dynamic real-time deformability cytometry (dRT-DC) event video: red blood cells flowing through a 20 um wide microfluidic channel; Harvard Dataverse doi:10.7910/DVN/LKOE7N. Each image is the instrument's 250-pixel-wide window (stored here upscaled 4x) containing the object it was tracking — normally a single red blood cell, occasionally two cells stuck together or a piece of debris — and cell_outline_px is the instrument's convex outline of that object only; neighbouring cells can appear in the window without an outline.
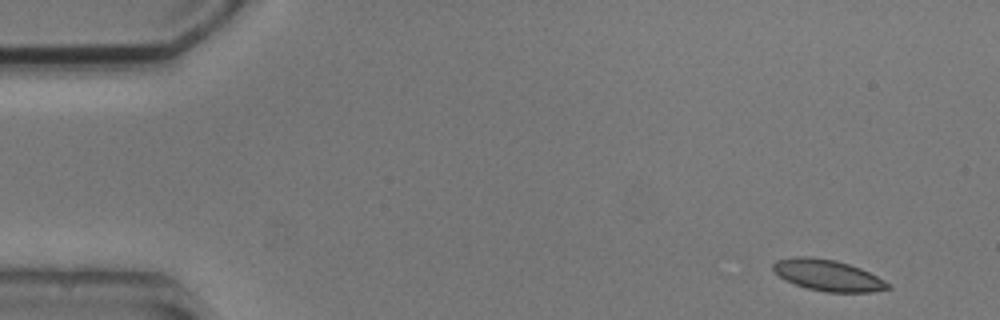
{"species": "common noctule bat (a hibernating species)", "species_latin": "Nyctalus noctula", "temperature_condition": "cold", "stored_images_in_passage": 6, "camera_frame_rate_fps": 3000, "um_per_image_px": 0.085, "animal": {"sex": "male", "body_mass_g": 20.5, "forearm_length_mm": 52.5}, "frame": {"image": 1, "passage_image": 1, "time_ms": 0.0, "image_size_px": [1000, 320], "cell_outline_px": [[892, 288], [872, 292], [824, 292], [808, 288], [784, 280], [772, 268], [772, 264], [776, 260], [800, 256], [812, 256], [836, 260], [860, 268], [892, 284]], "centroid_in_image_um": [70.38, 23.4], "position_along_channel_um": 14.6, "area_um2": 20.87}}
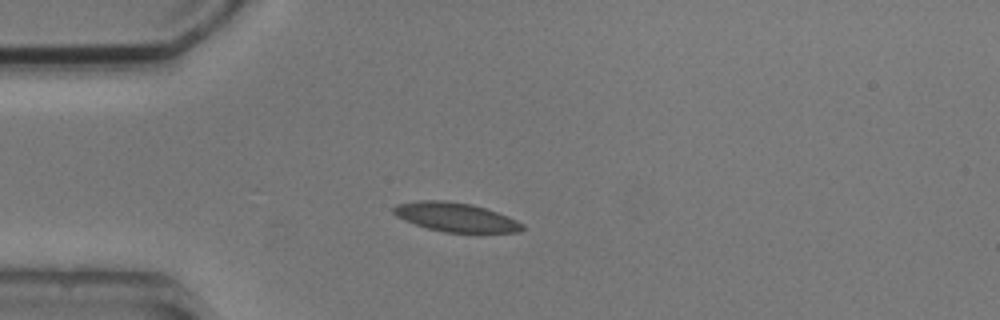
{"frame": {"image": 2, "passage_image": 3, "time_ms": 3.333, "image_size_px": [1000, 320], "cell_outline_px": [[524, 228], [520, 232], [444, 232], [428, 228], [404, 220], [396, 216], [392, 212], [392, 208], [396, 204], [420, 200], [444, 200], [472, 204], [508, 216], [524, 224]], "centroid_in_image_um": [38.71, 18.45], "position_along_channel_um": 46.3, "area_um2": 21.68}}